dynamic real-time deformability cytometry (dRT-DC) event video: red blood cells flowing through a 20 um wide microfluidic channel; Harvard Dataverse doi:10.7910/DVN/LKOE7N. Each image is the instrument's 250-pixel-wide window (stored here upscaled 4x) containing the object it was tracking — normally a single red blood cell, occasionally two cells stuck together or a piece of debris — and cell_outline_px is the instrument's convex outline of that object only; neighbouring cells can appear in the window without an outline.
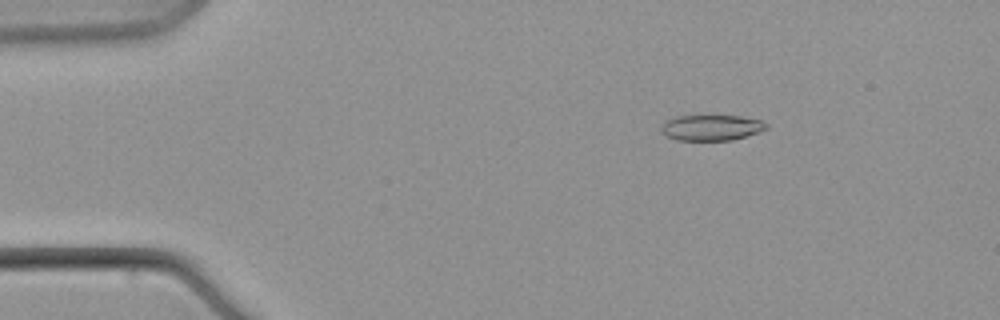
{"species": "common noctule bat (a hibernating species)", "species_latin": "Nyctalus noctula", "temperature_condition": "warm", "stored_images_in_passage": 9, "camera_frame_rate_fps": 3000, "um_per_image_px": 0.085, "animal": {"sex": "male", "body_mass_g": 21.5, "forearm_length_mm": 52.0}, "frame": {"image": 1, "passage_image": 3, "time_ms": 3.667, "image_size_px": [1000, 320], "cell_outline_px": [[768, 128], [760, 132], [732, 140], [676, 140], [664, 136], [660, 128], [664, 120], [676, 116], [740, 116], [760, 120], [768, 124]], "centroid_in_image_um": [60.44, 10.85], "position_along_channel_um": 24.6, "area_um2": 15.9}}
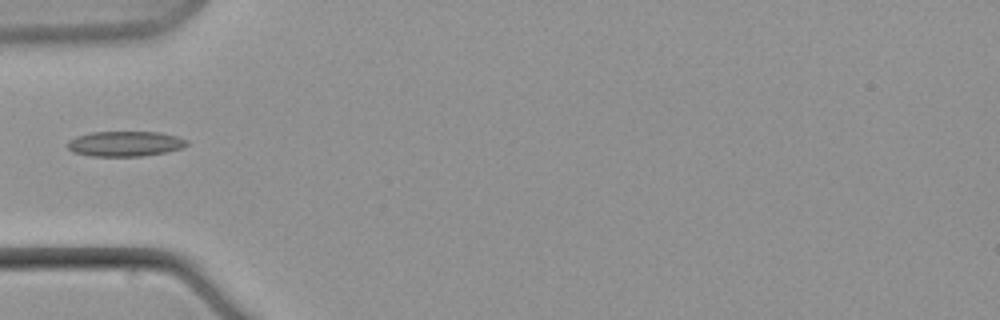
{"frame": {"image": 2, "passage_image": 7, "time_ms": 8.333, "image_size_px": [1000, 320], "cell_outline_px": [[188, 144], [180, 148], [164, 152], [144, 156], [92, 156], [72, 152], [68, 148], [68, 140], [76, 136], [92, 132], [160, 132], [176, 136], [188, 140]], "centroid_in_image_um": [10.61, 12.21], "position_along_channel_um": 74.4, "area_um2": 17.46}}
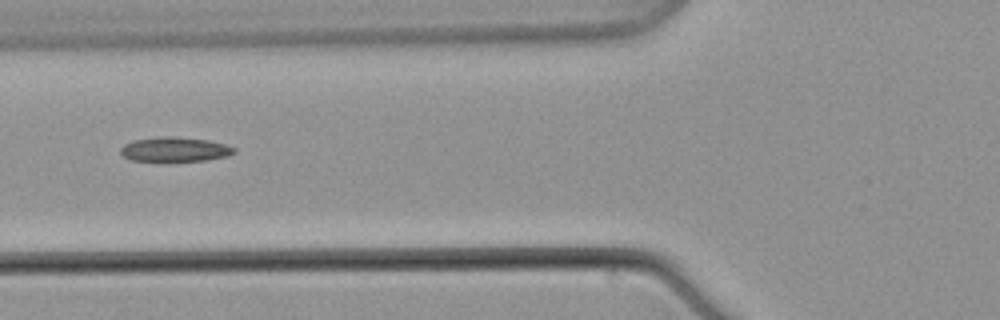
{"frame": {"image": 3, "passage_image": 8, "time_ms": 9.667, "image_size_px": [1000, 320], "cell_outline_px": [[236, 152], [228, 156], [208, 160], [132, 160], [124, 156], [120, 152], [120, 148], [124, 144], [136, 140], [156, 136], [176, 136], [208, 140], [224, 144], [236, 148]], "centroid_in_image_um": [14.89, 12.67], "position_along_channel_um": 110.9, "area_um2": 16.07}}